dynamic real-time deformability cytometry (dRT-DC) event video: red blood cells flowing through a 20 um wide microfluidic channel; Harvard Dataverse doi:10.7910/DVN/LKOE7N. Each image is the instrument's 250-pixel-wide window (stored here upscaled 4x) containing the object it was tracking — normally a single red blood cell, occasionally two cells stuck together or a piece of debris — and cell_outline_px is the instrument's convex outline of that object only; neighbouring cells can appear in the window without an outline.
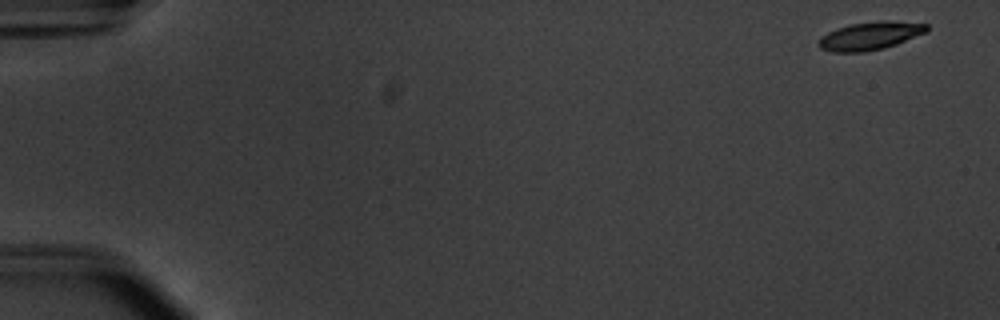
{"species": "common noctule bat (a hibernating species)", "species_latin": "Nyctalus noctula", "temperature_condition": "warm", "stored_images_in_passage": 2, "camera_frame_rate_fps": 3000, "um_per_image_px": 0.085, "animal": {"sex": "male", "body_mass_g": 20.1, "forearm_length_mm": 53.5}, "frame": {"image": 1, "passage_image": 1, "time_ms": 0.0, "image_size_px": [1000, 320], "cell_outline_px": [[928, 32], [896, 44], [884, 48], [864, 52], [832, 52], [820, 48], [816, 44], [820, 36], [836, 28], [852, 24], [880, 20], [888, 20], [928, 24]], "centroid_in_image_um": [73.94, 3.04], "position_along_channel_um": 11.1, "area_um2": 17.86}}